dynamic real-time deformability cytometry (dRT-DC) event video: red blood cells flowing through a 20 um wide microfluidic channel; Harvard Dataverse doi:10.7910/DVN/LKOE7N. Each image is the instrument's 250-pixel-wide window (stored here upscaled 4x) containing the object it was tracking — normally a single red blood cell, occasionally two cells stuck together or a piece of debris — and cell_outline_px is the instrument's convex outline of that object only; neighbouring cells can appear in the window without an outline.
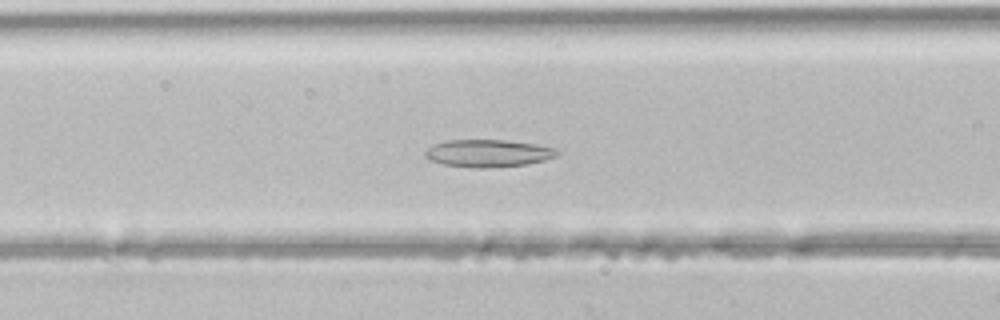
{"species": "common noctule bat (a hibernating species)", "species_latin": "Nyctalus noctula", "temperature_condition": "room temperature", "stored_images_in_passage": 46, "camera_frame_rate_fps": 3000, "um_per_image_px": 0.085, "animal": {"sex": "male", "body_mass_g": 21.5, "forearm_length_mm": 52.0}, "frame": {"image": 1, "passage_image": 18, "time_ms": 5.667, "image_size_px": [1000, 320], "cell_outline_px": [[560, 152], [556, 156], [544, 160], [528, 164], [484, 168], [472, 168], [444, 164], [432, 160], [424, 156], [424, 152], [432, 144], [448, 140], [504, 140], [536, 144], [556, 148]], "centroid_in_image_um": [41.5, 13.02], "position_along_channel_um": 125.1, "area_um2": 21.1}}
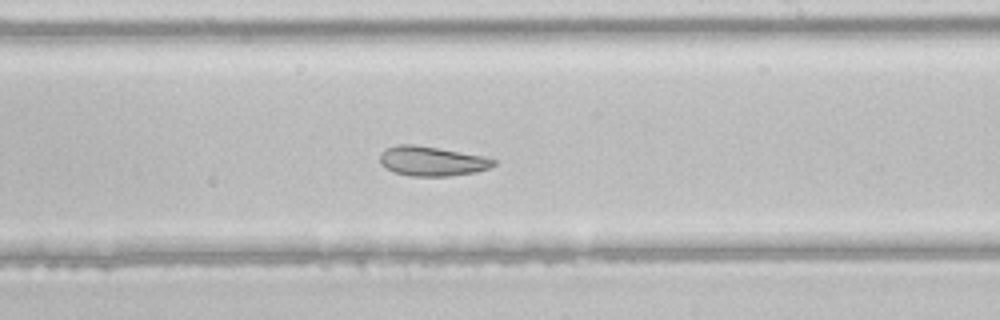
{"frame": {"image": 2, "passage_image": 27, "time_ms": 8.667, "image_size_px": [1000, 320], "cell_outline_px": [[496, 164], [488, 168], [476, 172], [448, 176], [408, 176], [392, 172], [380, 164], [380, 152], [384, 148], [396, 144], [416, 144], [484, 156], [496, 160]], "centroid_in_image_um": [36.66, 13.69], "position_along_channel_um": 252.3, "area_um2": 19.88}}
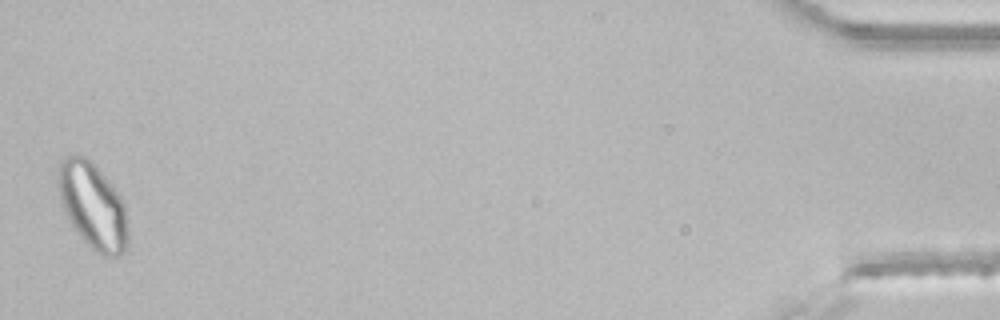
{"frame": {"image": 3, "passage_image": 46, "time_ms": 15.0, "image_size_px": [1000, 320], "cell_outline_px": [[128, 244], [124, 252], [120, 256], [100, 256], [84, 240], [72, 224], [64, 208], [60, 196], [60, 160], [64, 156], [84, 156], [92, 160], [96, 164], [112, 184], [120, 196], [124, 204], [128, 228]], "centroid_in_image_um": [7.95, 17.5], "position_along_channel_um": 427.2, "area_um2": 34.56}}